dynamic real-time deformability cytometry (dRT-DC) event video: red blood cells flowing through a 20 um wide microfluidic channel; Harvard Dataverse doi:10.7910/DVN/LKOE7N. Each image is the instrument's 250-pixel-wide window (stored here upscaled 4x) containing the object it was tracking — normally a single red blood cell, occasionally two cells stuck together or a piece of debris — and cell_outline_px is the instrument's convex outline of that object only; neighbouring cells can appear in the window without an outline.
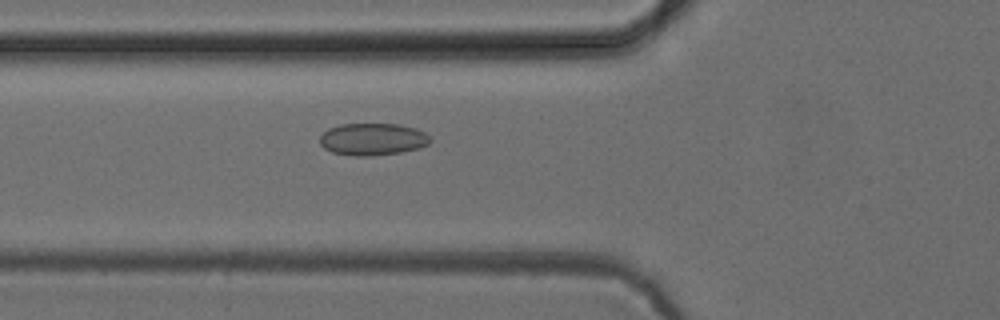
{"species": "common noctule bat (a hibernating species)", "species_latin": "Nyctalus noctula", "temperature_condition": "cold", "stored_images_in_passage": 53, "camera_frame_rate_fps": 3000, "um_per_image_px": 0.085, "animal": {"sex": "female", "body_mass_g": 24.6, "forearm_length_mm": 56.2}, "frame": {"image": 1, "passage_image": 20, "time_ms": 6.333, "image_size_px": [1000, 320], "cell_outline_px": [[432, 140], [428, 144], [420, 148], [400, 152], [372, 156], [352, 156], [332, 152], [324, 148], [320, 144], [320, 136], [328, 128], [340, 124], [400, 124], [416, 128], [424, 132]], "centroid_in_image_um": [31.67, 11.83], "position_along_channel_um": 94.1, "area_um2": 20.81}}
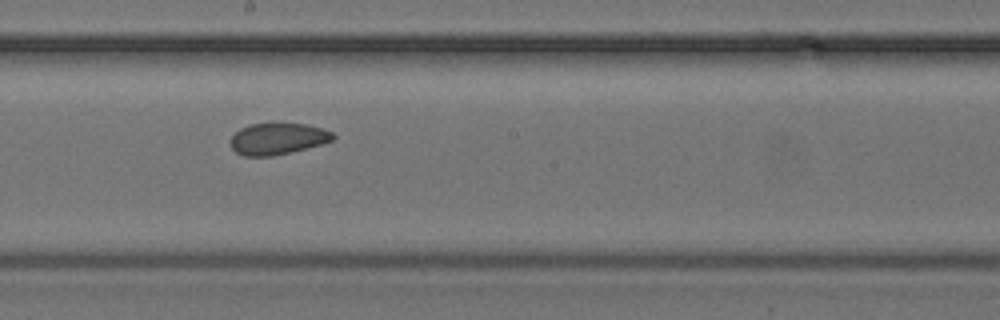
{"frame": {"image": 2, "passage_image": 30, "time_ms": 9.667, "image_size_px": [1000, 320], "cell_outline_px": [[336, 136], [332, 140], [320, 144], [272, 156], [244, 156], [236, 152], [232, 148], [232, 136], [240, 128], [252, 124], [308, 124], [332, 132]], "centroid_in_image_um": [23.59, 11.79], "position_along_channel_um": 224.6, "area_um2": 18.32}}
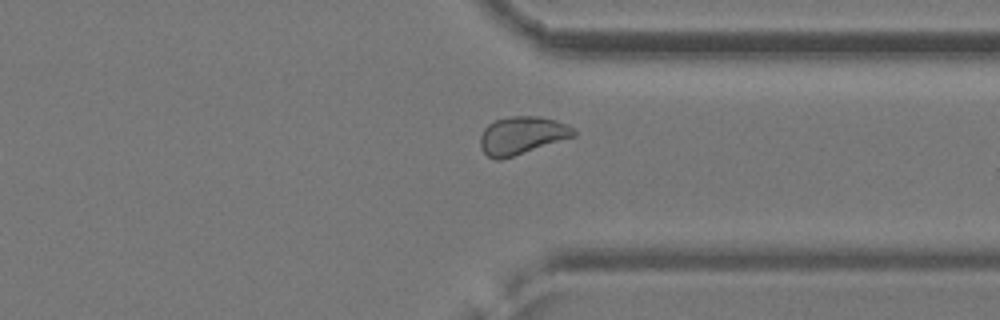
{"frame": {"image": 3, "passage_image": 41, "time_ms": 13.333, "image_size_px": [1000, 320], "cell_outline_px": [[576, 136], [500, 160], [496, 160], [488, 156], [480, 148], [480, 136], [484, 128], [488, 124], [496, 120], [512, 116], [540, 116], [556, 120], [572, 128], [576, 132]], "centroid_in_image_um": [44.34, 11.51], "position_along_channel_um": 367.1, "area_um2": 20.46}, "authors_computed_cell_mechanics": {"area_um2": 20.5768, "velocity_mm_per_s": 3.8922, "shape_relaxation_time_tau1_ms": null, "shape_relaxation_time_tau2_ms": 1.5512, "deformation_change_tau1": null, "deformation_change_tau2": 0.0507}}